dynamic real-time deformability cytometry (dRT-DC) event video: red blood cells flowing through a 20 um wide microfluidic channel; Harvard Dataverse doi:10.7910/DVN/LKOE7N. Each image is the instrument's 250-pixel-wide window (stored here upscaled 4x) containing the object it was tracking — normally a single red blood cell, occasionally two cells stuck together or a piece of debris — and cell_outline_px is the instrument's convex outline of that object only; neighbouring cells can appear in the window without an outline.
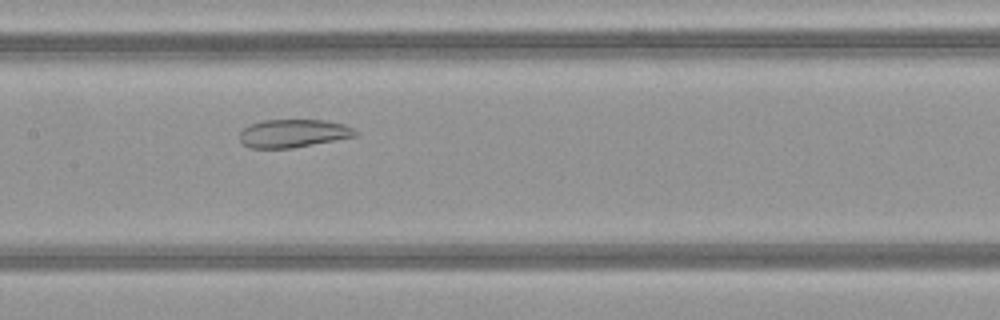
{"species": "common noctule bat (a hibernating species)", "species_latin": "Nyctalus noctula", "temperature_condition": "warm", "stored_images_in_passage": 47, "camera_frame_rate_fps": 3000, "um_per_image_px": 0.085, "animal": {"sex": "female", "body_mass_g": 21.9}, "frame": {"image": 1, "passage_image": 22, "time_ms": 7.0, "image_size_px": [1000, 320], "cell_outline_px": [[356, 136], [292, 148], [252, 148], [244, 144], [240, 140], [240, 132], [244, 128], [252, 124], [264, 120], [324, 120], [344, 124], [352, 128], [356, 132]], "centroid_in_image_um": [24.92, 11.33], "position_along_channel_um": 182.5, "area_um2": 18.67}}
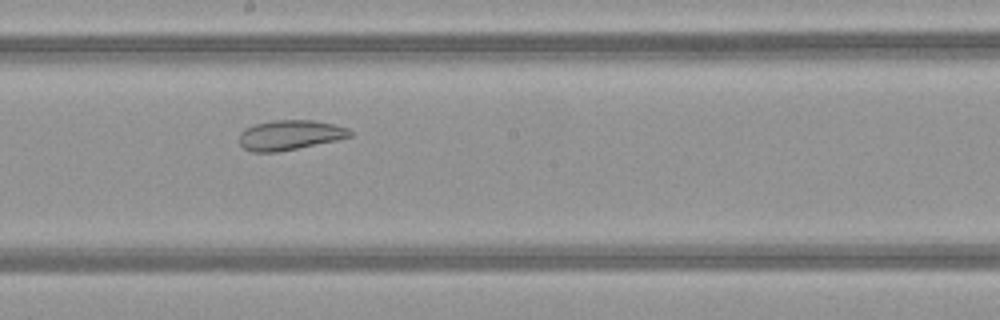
{"frame": {"image": 2, "passage_image": 25, "time_ms": 8.0, "image_size_px": [1000, 320], "cell_outline_px": [[352, 136], [336, 140], [276, 152], [252, 152], [244, 148], [240, 144], [240, 132], [244, 128], [256, 124], [272, 120], [312, 120], [332, 124], [348, 128], [352, 132]], "centroid_in_image_um": [24.61, 11.47], "position_along_channel_um": 223.6, "area_um2": 19.07}}
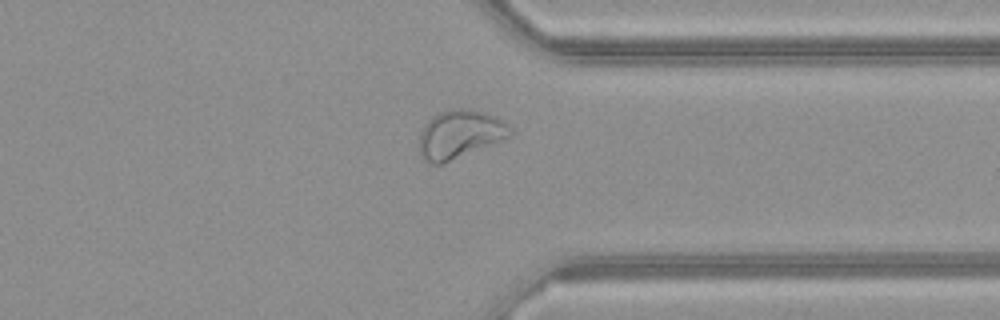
{"frame": {"image": 3, "passage_image": 36, "time_ms": 11.667, "image_size_px": [1000, 320], "cell_outline_px": [[512, 136], [440, 164], [428, 164], [420, 156], [420, 132], [424, 124], [432, 116], [440, 112], [452, 108], [468, 108], [488, 112], [496, 116], [512, 128]], "centroid_in_image_um": [39.08, 11.38], "position_along_channel_um": 372.3, "area_um2": 25.66}, "authors_computed_cell_mechanics": {"area_um2": 27.2238, "velocity_mm_per_s": 4.1217, "shape_relaxation_time_tau1_ms": null, "shape_relaxation_time_tau2_ms": 2.1989, "deformation_change_tau1": null, "deformation_change_tau2": 0.0849}}